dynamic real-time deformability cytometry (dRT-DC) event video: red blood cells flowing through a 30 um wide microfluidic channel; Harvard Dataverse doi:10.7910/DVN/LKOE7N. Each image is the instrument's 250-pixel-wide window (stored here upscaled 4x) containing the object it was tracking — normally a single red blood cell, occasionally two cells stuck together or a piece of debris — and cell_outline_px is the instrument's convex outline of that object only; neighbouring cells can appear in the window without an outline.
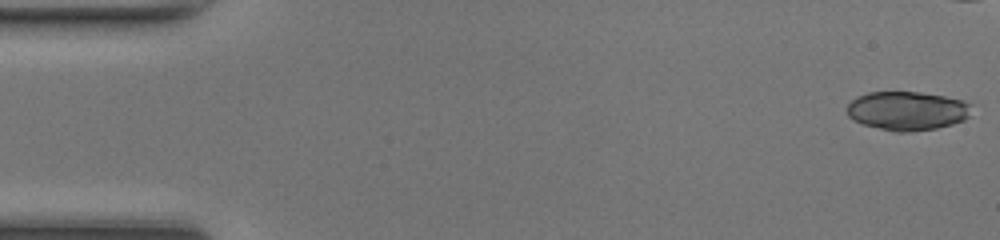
{"species": "common noctule bat (a hibernating species)", "species_latin": "Nyctalus noctula", "temperature_condition": "room temperature", "stored_images_in_passage": 39, "camera_frame_rate_fps": 3000, "um_per_image_px": 0.085, "animal": {"sex": "female", "body_mass_g": 17.0, "forearm_length_mm": 48.0}, "frame": {"image": 1, "passage_image": 1, "time_ms": 0.0, "image_size_px": [1000, 240], "cell_outline_px": [[972, 104], [968, 116], [964, 120], [952, 124], [936, 128], [908, 132], [896, 132], [864, 124], [848, 116], [848, 104], [856, 96], [868, 92], [920, 92], [944, 96], [960, 100]], "centroid_in_image_um": [77.12, 9.41], "position_along_channel_um": 7.9, "area_um2": 27.98}}
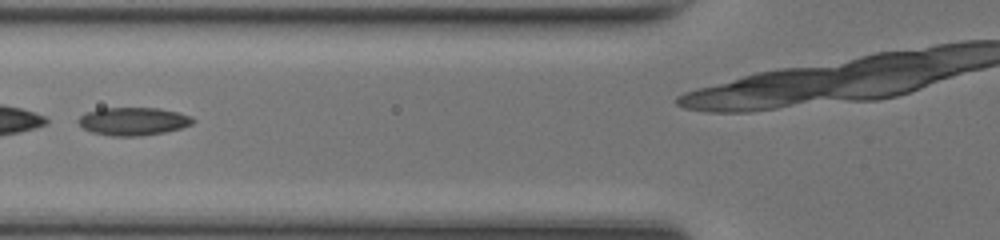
{"frame": {"image": 2, "passage_image": 19, "time_ms": 6.0, "image_size_px": [1000, 240], "cell_outline_px": [[196, 120], [192, 124], [180, 128], [164, 132], [140, 136], [112, 136], [92, 132], [84, 128], [76, 120], [80, 116], [88, 112], [100, 108], [160, 108], [180, 112], [192, 116]], "centroid_in_image_um": [11.36, 10.3], "position_along_channel_um": 114.4, "area_um2": 18.73}}